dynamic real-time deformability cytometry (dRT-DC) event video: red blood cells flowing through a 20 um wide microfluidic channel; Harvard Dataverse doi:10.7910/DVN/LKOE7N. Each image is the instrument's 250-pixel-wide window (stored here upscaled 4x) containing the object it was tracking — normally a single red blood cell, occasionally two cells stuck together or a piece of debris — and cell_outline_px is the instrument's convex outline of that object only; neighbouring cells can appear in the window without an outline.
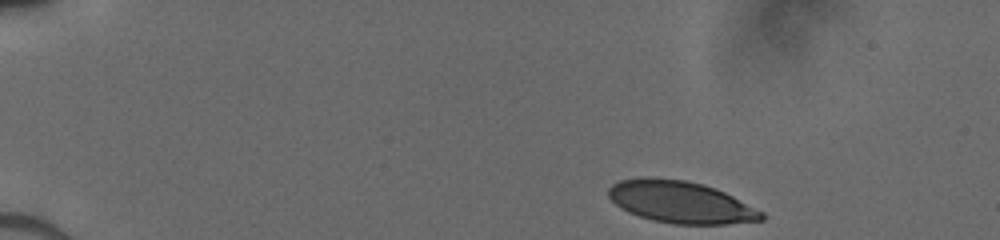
{"species": "human", "species_latin": "Homo sapiens", "temperature_condition": "cold", "stored_images_in_passage": 41, "camera_frame_rate_fps": 3000, "um_per_image_px": 0.085, "donor": {"sex": "male"}, "frame": {"image": 1, "passage_image": 1, "time_ms": 0.0, "image_size_px": [1000, 240], "cell_outline_px": [[764, 220], [728, 224], [672, 224], [652, 220], [628, 212], [620, 208], [608, 196], [608, 188], [612, 184], [620, 180], [640, 176], [652, 176], [684, 180], [704, 184], [716, 188], [764, 212]], "centroid_in_image_um": [57.83, 17.16], "position_along_channel_um": 27.2, "area_um2": 37.74}}
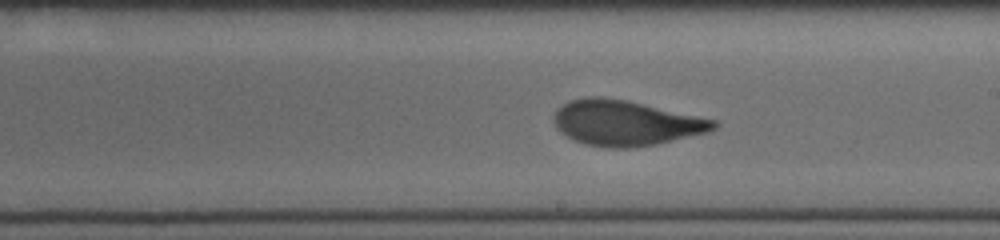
{"frame": {"image": 2, "passage_image": 24, "time_ms": 7.667, "image_size_px": [1000, 240], "cell_outline_px": [[720, 124], [716, 128], [708, 132], [656, 144], [624, 148], [608, 148], [584, 144], [572, 140], [560, 132], [556, 128], [552, 120], [552, 116], [564, 104], [572, 100], [588, 96], [600, 96], [628, 100], [716, 120]], "centroid_in_image_um": [53.16, 10.45], "position_along_channel_um": 235.8, "area_um2": 42.25}}
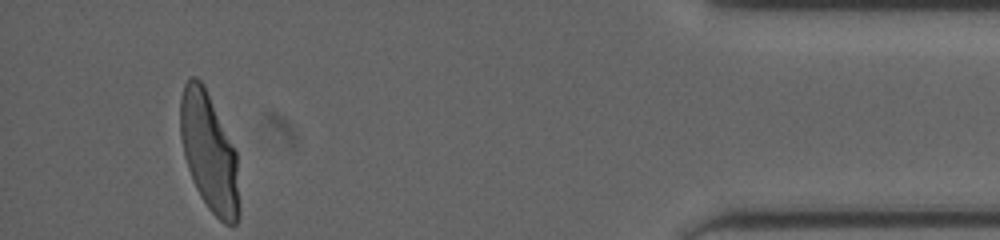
{"frame": {"image": 3, "passage_image": 41, "time_ms": 13.333, "image_size_px": [1000, 240], "cell_outline_px": [[240, 212], [236, 224], [224, 224], [208, 208], [200, 196], [196, 188], [188, 168], [184, 156], [180, 136], [180, 100], [184, 84], [188, 76], [196, 76], [204, 84], [236, 148], [240, 208]], "centroid_in_image_um": [17.79, 12.91], "position_along_channel_um": 417.4, "area_um2": 41.15}}